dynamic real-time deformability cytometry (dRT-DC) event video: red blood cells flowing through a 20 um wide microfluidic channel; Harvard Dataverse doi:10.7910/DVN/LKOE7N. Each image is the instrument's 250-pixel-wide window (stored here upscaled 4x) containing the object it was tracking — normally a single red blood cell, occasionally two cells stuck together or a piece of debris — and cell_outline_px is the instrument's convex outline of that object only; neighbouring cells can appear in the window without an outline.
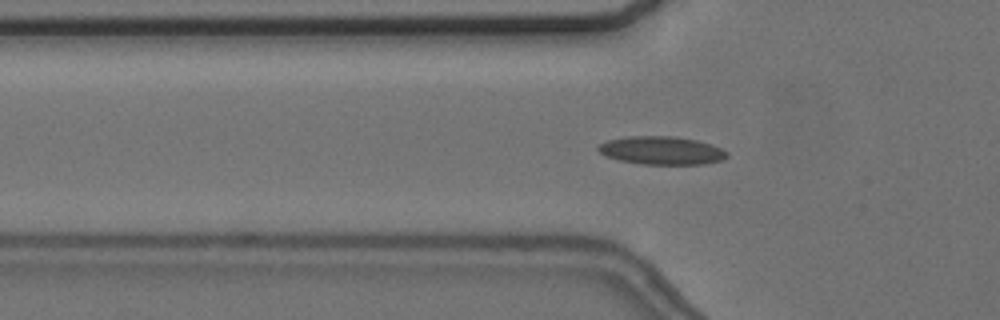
{"species": "common noctule bat (a hibernating species)", "species_latin": "Nyctalus noctula", "temperature_condition": "cold", "stored_images_in_passage": 49, "camera_frame_rate_fps": 3000, "um_per_image_px": 0.085, "animal": {"sex": "female", "body_mass_g": 24.6, "forearm_length_mm": 56.2}, "frame": {"image": 1, "passage_image": 11, "time_ms": 3.333, "image_size_px": [1000, 320], "cell_outline_px": [[728, 156], [724, 160], [704, 164], [640, 164], [620, 160], [604, 156], [596, 148], [600, 144], [608, 140], [628, 136], [676, 136], [696, 140], [712, 144], [728, 152]], "centroid_in_image_um": [56.25, 12.79], "position_along_channel_um": 69.6, "area_um2": 21.27}}
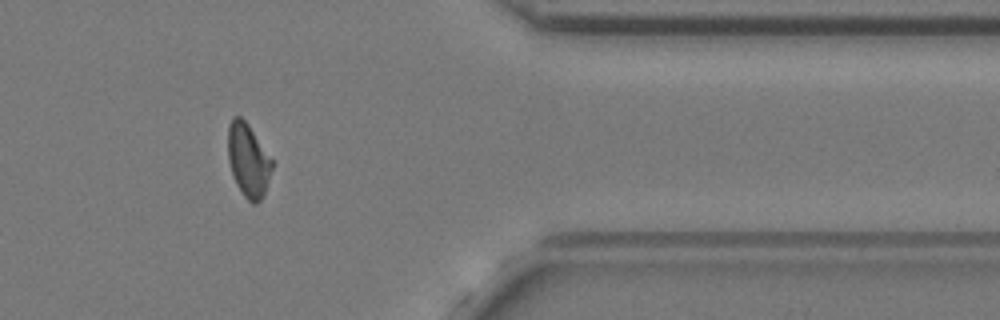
{"frame": {"image": 2, "passage_image": 39, "time_ms": 12.667, "image_size_px": [1000, 320], "cell_outline_px": [[272, 168], [264, 196], [256, 204], [252, 204], [244, 196], [236, 184], [232, 176], [228, 160], [228, 124], [232, 116], [240, 116], [248, 124], [272, 160]], "centroid_in_image_um": [21.07, 13.63], "position_along_channel_um": 390.3, "area_um2": 18.84}}
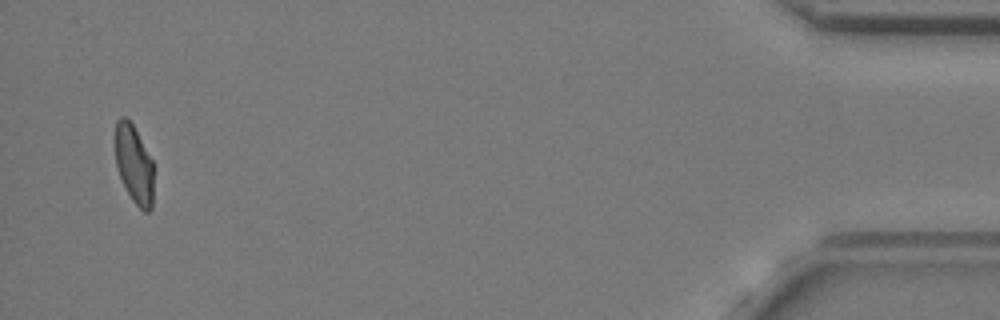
{"frame": {"image": 3, "passage_image": 47, "time_ms": 15.333, "image_size_px": [1000, 320], "cell_outline_px": [[152, 208], [148, 212], [144, 212], [132, 200], [120, 176], [116, 164], [116, 120], [120, 116], [124, 116], [132, 124], [152, 160]], "centroid_in_image_um": [11.39, 13.97], "position_along_channel_um": 423.8, "area_um2": 17.05}, "authors_computed_cell_mechanics": {"area_um2": 19.0162, "velocity_mm_per_s": 3.6404, "shape_relaxation_time_tau1_ms": null, "shape_relaxation_time_tau2_ms": 2.981, "deformation_change_tau1": null, "deformation_change_tau2": 0.0865}}